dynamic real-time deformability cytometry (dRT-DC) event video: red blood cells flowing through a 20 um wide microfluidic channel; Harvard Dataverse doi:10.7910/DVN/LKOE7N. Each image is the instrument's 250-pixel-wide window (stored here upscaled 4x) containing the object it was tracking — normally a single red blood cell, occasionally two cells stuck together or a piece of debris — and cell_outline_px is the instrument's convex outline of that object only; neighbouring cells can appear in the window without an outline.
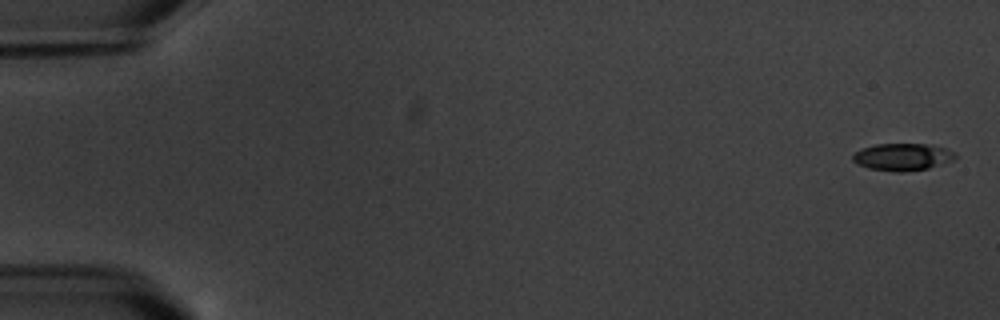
{"species": "common noctule bat (a hibernating species)", "species_latin": "Nyctalus noctula", "temperature_condition": "warm", "stored_images_in_passage": 7, "camera_frame_rate_fps": 3000, "um_per_image_px": 0.085, "animal": {"sex": "male", "body_mass_g": 20.1, "forearm_length_mm": 53.5}, "frame": {"image": 1, "passage_image": 1, "time_ms": 0.0, "image_size_px": [1000, 320], "cell_outline_px": [[956, 156], [952, 160], [928, 168], [900, 172], [896, 172], [868, 168], [856, 164], [852, 160], [852, 156], [860, 148], [876, 144], [924, 144], [944, 148], [956, 152]], "centroid_in_image_um": [76.66, 13.34], "position_along_channel_um": 8.3, "area_um2": 16.13}}